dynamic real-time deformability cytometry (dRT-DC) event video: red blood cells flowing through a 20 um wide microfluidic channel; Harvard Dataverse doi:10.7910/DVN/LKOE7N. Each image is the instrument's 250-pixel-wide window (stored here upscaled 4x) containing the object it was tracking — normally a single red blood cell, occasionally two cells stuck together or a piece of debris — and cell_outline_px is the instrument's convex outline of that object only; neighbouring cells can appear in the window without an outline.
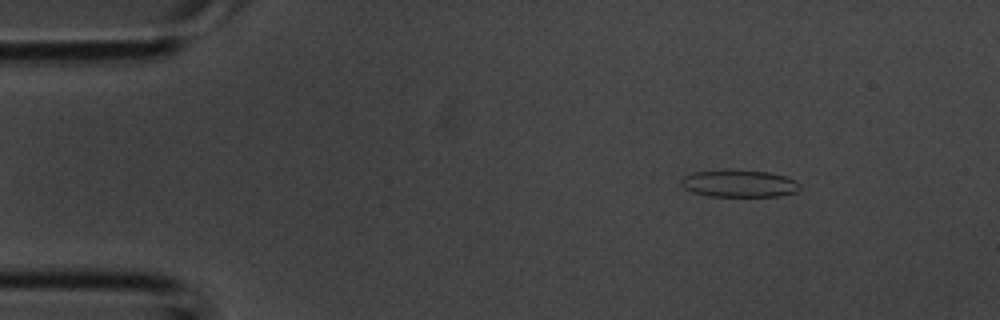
{"species": "common noctule bat (a hibernating species)", "species_latin": "Nyctalus noctula", "temperature_condition": "room temperature", "stored_images_in_passage": 37, "camera_frame_rate_fps": 3000, "um_per_image_px": 0.085, "animal": {"sex": "male", "body_mass_g": 20.1, "forearm_length_mm": 53.5}, "frame": {"image": 1, "passage_image": 4, "time_ms": 1.0, "image_size_px": [1000, 320], "cell_outline_px": [[800, 188], [796, 192], [780, 196], [708, 196], [692, 192], [684, 188], [680, 184], [680, 180], [684, 176], [692, 172], [768, 172], [784, 176], [796, 180], [800, 184]], "centroid_in_image_um": [62.84, 15.64], "position_along_channel_um": 22.2, "area_um2": 18.21}}
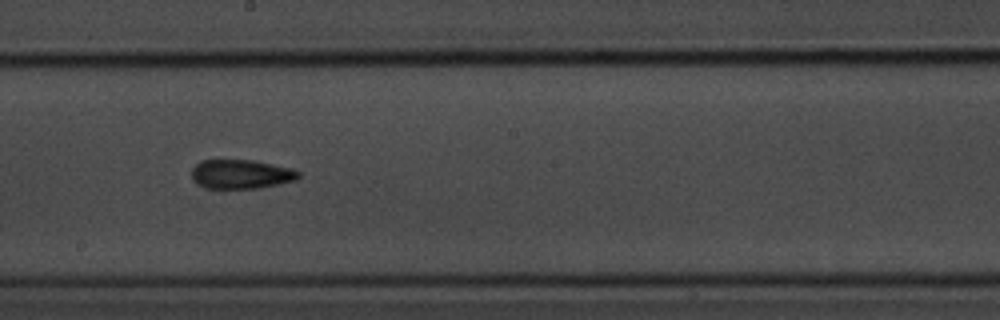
{"frame": {"image": 2, "passage_image": 20, "time_ms": 6.333, "image_size_px": [1000, 320], "cell_outline_px": [[300, 176], [296, 180], [280, 184], [260, 188], [208, 188], [192, 180], [192, 168], [200, 160], [252, 160], [292, 168], [300, 172]], "centroid_in_image_um": [20.51, 14.8], "position_along_channel_um": 227.7, "area_um2": 18.15}}
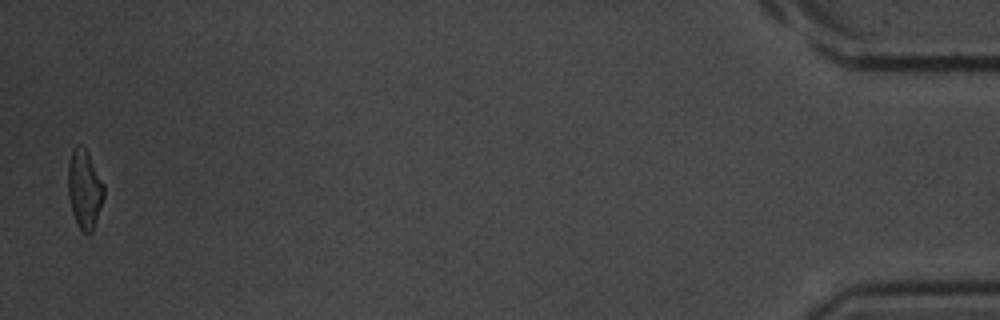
{"frame": {"image": 3, "passage_image": 37, "time_ms": 12.0, "image_size_px": [1000, 320], "cell_outline_px": [[104, 196], [92, 232], [88, 236], [80, 228], [72, 212], [68, 196], [68, 164], [72, 148], [76, 144], [80, 144], [88, 152], [104, 184]], "centroid_in_image_um": [7.17, 16.04], "position_along_channel_um": 428.0, "area_um2": 16.47}}